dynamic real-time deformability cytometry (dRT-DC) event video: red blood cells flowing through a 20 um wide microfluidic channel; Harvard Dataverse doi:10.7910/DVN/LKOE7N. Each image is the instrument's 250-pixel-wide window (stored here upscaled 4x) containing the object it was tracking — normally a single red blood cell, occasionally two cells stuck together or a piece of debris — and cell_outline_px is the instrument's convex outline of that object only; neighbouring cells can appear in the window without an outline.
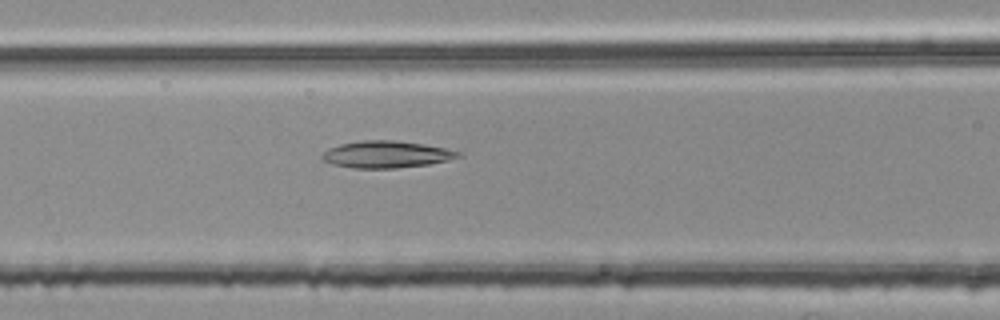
{"species": "common noctule bat (a hibernating species)", "species_latin": "Nyctalus noctula", "temperature_condition": "room temperature", "stored_images_in_passage": 36, "camera_frame_rate_fps": 3000, "um_per_image_px": 0.085, "animal": {"sex": "female", "body_mass_g": 25.1}, "frame": {"image": 1, "passage_image": 10, "time_ms": 3.0, "image_size_px": [1000, 320], "cell_outline_px": [[460, 156], [448, 160], [428, 164], [396, 168], [352, 168], [332, 164], [324, 160], [320, 156], [328, 148], [340, 144], [364, 140], [396, 140], [444, 148], [460, 152]], "centroid_in_image_um": [32.79, 13.12], "position_along_channel_um": 133.8, "area_um2": 21.1}}
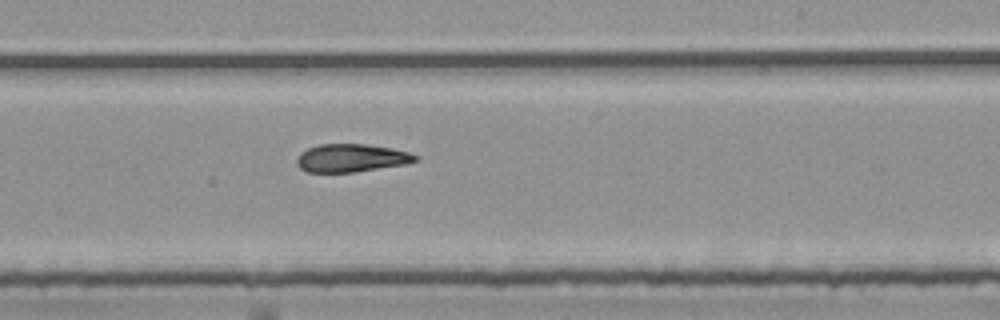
{"frame": {"image": 2, "passage_image": 20, "time_ms": 6.333, "image_size_px": [1000, 320], "cell_outline_px": [[420, 160], [408, 164], [356, 172], [308, 172], [300, 168], [296, 164], [296, 160], [300, 152], [308, 148], [320, 144], [364, 144], [392, 148], [408, 152], [420, 156]], "centroid_in_image_um": [29.9, 13.43], "position_along_channel_um": 259.1, "area_um2": 19.59}}
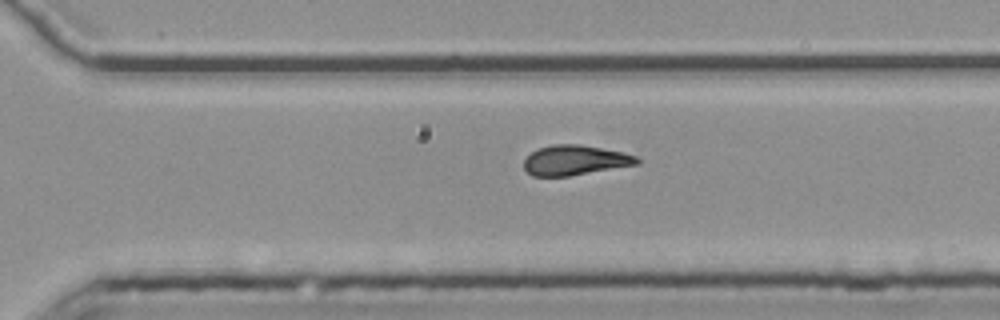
{"frame": {"image": 3, "passage_image": 25, "time_ms": 8.0, "image_size_px": [1000, 320], "cell_outline_px": [[640, 164], [568, 176], [532, 176], [524, 168], [524, 160], [536, 148], [552, 144], [580, 144], [624, 152], [636, 156], [640, 160]], "centroid_in_image_um": [48.88, 13.61], "position_along_channel_um": 321.7, "area_um2": 19.83}, "authors_computed_cell_mechanics": {"area_um2": 20.2589, "velocity_mm_per_s": 3.7696, "shape_relaxation_time_tau1_ms": 11.2078, "shape_relaxation_time_tau2_ms": null, "deformation_change_tau1": 0.2828, "deformation_change_tau2": null}}